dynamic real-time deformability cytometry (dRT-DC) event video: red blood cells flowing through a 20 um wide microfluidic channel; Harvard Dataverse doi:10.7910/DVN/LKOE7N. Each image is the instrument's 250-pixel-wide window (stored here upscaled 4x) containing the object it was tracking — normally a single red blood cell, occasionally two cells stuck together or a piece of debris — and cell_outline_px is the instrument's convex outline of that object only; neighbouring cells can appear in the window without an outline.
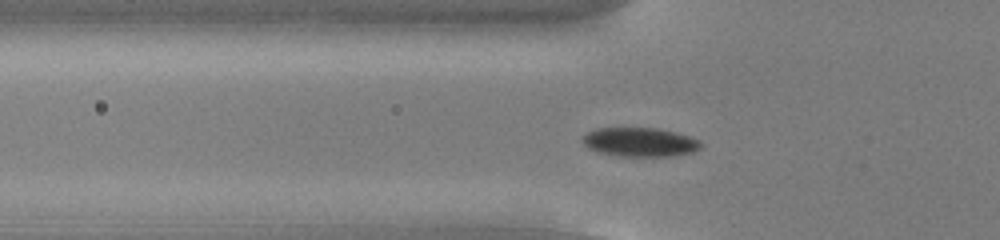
{"species": "common noctule bat (a hibernating species)", "species_latin": "Nyctalus noctula", "temperature_condition": "cold", "stored_images_in_passage": 50, "camera_frame_rate_fps": 3000, "um_per_image_px": 0.085, "animal": {"sex": "male", "body_mass_g": 13.0, "forearm_length_mm": 53.1}, "frame": {"image": 1, "passage_image": 15, "time_ms": 4.667, "image_size_px": [1000, 240], "cell_outline_px": [[704, 144], [700, 148], [692, 152], [676, 156], [620, 156], [596, 152], [588, 148], [580, 140], [588, 132], [596, 128], [660, 128], [692, 136], [700, 140]], "centroid_in_image_um": [54.43, 12.08], "position_along_channel_um": 71.4, "area_um2": 20.35}}
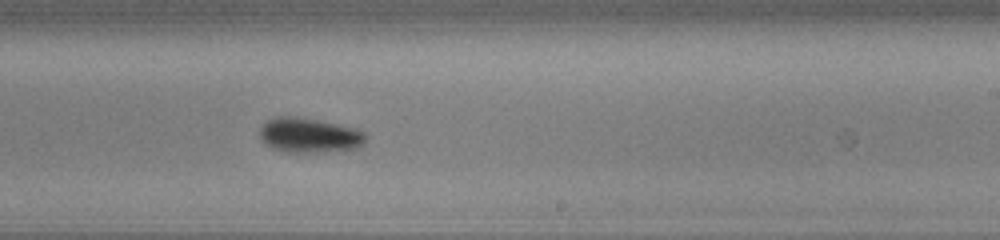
{"frame": {"image": 2, "passage_image": 30, "time_ms": 9.667, "image_size_px": [1000, 240], "cell_outline_px": [[368, 136], [364, 144], [356, 148], [316, 152], [288, 152], [272, 148], [264, 144], [260, 140], [260, 128], [268, 120], [276, 116], [296, 116], [356, 128], [364, 132]], "centroid_in_image_um": [26.28, 11.5], "position_along_channel_um": 262.7, "area_um2": 21.44}}
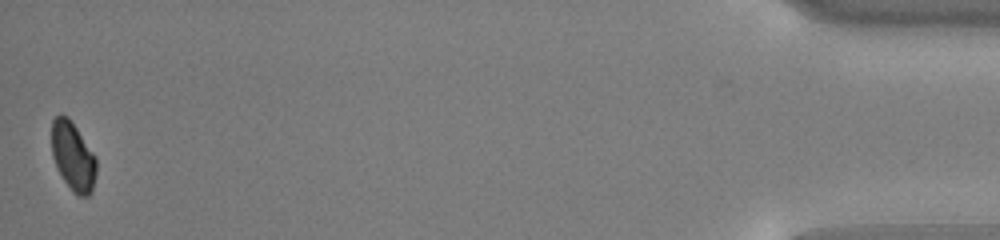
{"frame": {"image": 3, "passage_image": 50, "time_ms": 16.333, "image_size_px": [1000, 240], "cell_outline_px": [[96, 172], [92, 192], [88, 196], [76, 196], [72, 192], [56, 168], [52, 156], [52, 120], [60, 112], [68, 116], [72, 120], [96, 156]], "centroid_in_image_um": [6.2, 13.27], "position_along_channel_um": 429.0, "area_um2": 18.32}, "authors_computed_cell_mechanics": {"area_um2": 20.3745, "velocity_mm_per_s": 3.8429, "shape_relaxation_time_tau1_ms": 1.9039, "shape_relaxation_time_tau2_ms": null, "deformation_change_tau1": 0.0798, "deformation_change_tau2": null}}